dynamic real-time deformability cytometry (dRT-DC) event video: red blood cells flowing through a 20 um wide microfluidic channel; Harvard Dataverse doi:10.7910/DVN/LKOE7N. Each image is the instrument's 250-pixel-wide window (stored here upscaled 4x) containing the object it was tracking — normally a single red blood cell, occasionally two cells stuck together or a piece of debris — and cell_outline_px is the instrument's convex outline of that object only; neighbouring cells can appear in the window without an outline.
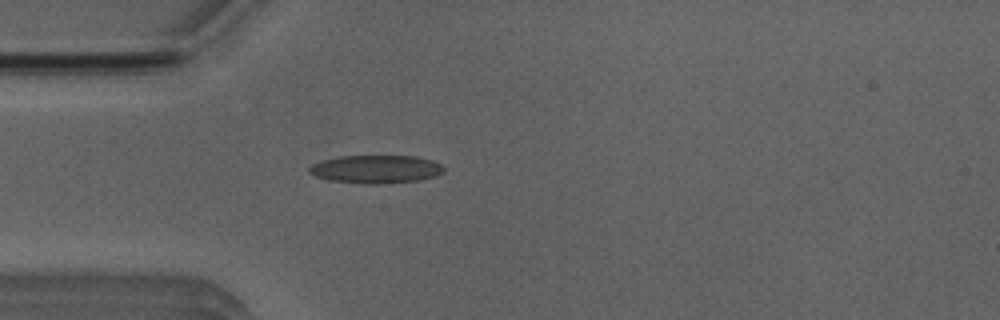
{"species": "Egyptian fruit bat (a non-hibernating species)", "species_latin": "Rousettus aegyptiacus", "temperature_condition": "room temperature", "stored_images_in_passage": 3, "camera_frame_rate_fps": 3000, "um_per_image_px": 0.085, "animal": {"sex": "male"}, "frame": {"image": 1, "passage_image": 3, "time_ms": 2.333, "image_size_px": [1000, 320], "cell_outline_px": [[444, 172], [436, 176], [420, 180], [380, 184], [364, 184], [328, 180], [316, 176], [308, 172], [308, 168], [312, 164], [320, 160], [336, 156], [416, 156], [432, 160], [440, 164], [444, 168]], "centroid_in_image_um": [31.93, 14.38], "position_along_channel_um": 53.1, "area_um2": 22.31}}